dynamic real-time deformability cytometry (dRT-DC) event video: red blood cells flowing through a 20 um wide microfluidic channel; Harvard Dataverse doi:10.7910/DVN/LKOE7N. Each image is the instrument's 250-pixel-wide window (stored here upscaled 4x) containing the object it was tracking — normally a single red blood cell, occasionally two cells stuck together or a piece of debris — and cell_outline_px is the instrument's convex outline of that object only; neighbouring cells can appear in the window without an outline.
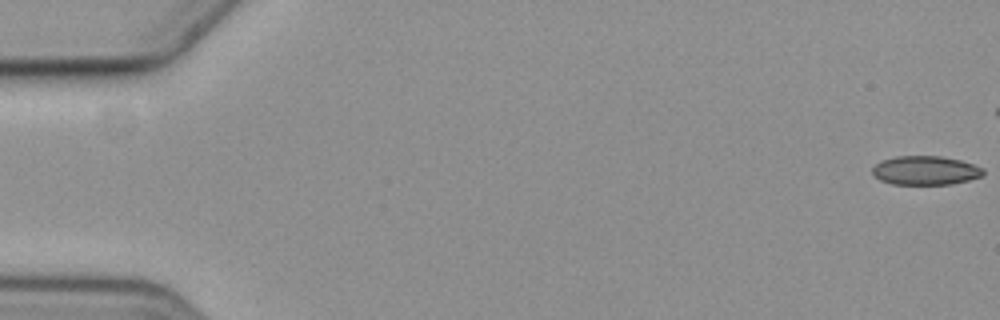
{"species": "common noctule bat (a hibernating species)", "species_latin": "Nyctalus noctula", "temperature_condition": "cold", "stored_images_in_passage": 6, "camera_frame_rate_fps": 3000, "um_per_image_px": 0.085, "animal": {"sex": "female", "body_mass_g": 19.3, "forearm_length_mm": 54.1}, "frame": {"image": 1, "passage_image": 1, "time_ms": 0.0, "image_size_px": [1000, 320], "cell_outline_px": [[984, 176], [952, 184], [892, 184], [880, 180], [872, 172], [872, 168], [880, 160], [896, 156], [940, 156], [960, 160], [984, 168]], "centroid_in_image_um": [78.67, 14.48], "position_along_channel_um": 6.3, "area_um2": 18.73}}